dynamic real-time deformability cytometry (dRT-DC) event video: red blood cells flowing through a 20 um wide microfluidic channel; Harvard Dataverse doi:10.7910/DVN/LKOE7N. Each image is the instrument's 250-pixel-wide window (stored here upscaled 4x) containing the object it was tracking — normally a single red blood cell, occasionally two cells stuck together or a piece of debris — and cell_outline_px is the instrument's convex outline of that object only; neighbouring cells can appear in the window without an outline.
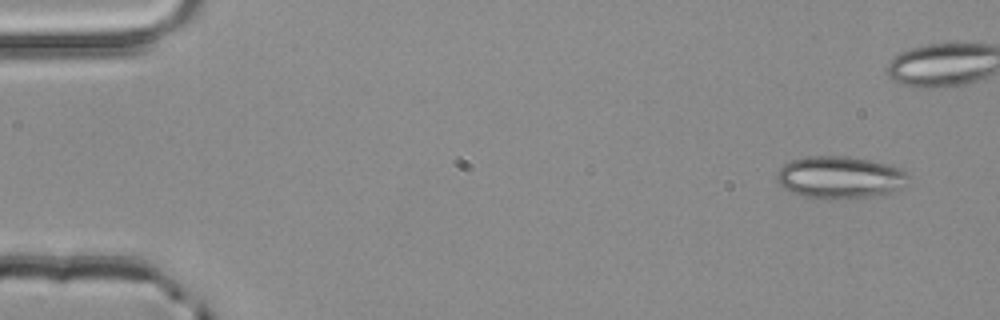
{"species": "common noctule bat (a hibernating species)", "species_latin": "Nyctalus noctula", "temperature_condition": "room temperature", "stored_images_in_passage": 5, "camera_frame_rate_fps": 3000, "um_per_image_px": 0.085, "animal": {"sex": "male", "body_mass_g": 20.4}, "frame": {"image": 1, "passage_image": 1, "time_ms": 0.0, "image_size_px": [1000, 320], "cell_outline_px": [[912, 176], [896, 192], [872, 196], [828, 200], [804, 196], [792, 192], [784, 188], [776, 180], [776, 172], [788, 160], [808, 156], [848, 156], [872, 160], [888, 164], [900, 168], [908, 172]], "centroid_in_image_um": [71.41, 15.07], "position_along_channel_um": 13.6, "area_um2": 32.95}}